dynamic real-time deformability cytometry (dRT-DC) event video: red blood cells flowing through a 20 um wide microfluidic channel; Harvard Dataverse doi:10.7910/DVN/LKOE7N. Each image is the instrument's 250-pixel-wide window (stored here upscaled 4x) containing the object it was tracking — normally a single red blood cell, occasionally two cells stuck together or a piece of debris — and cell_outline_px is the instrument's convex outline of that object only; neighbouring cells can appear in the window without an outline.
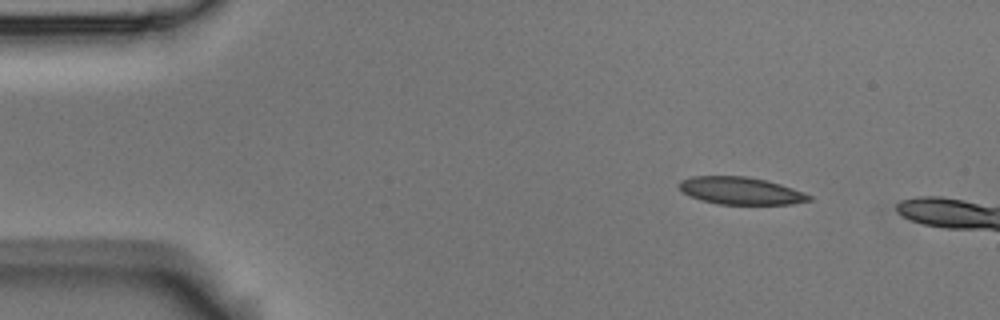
{"species": "Egyptian fruit bat (a non-hibernating species)", "species_latin": "Rousettus aegyptiacus", "temperature_condition": "room temperature", "stored_images_in_passage": 3, "camera_frame_rate_fps": 3000, "um_per_image_px": 0.085, "animal": {"sex": "male"}, "frame": {"image": 1, "passage_image": 1, "time_ms": 0.0, "image_size_px": [1000, 320], "cell_outline_px": [[812, 200], [788, 204], [720, 204], [700, 200], [684, 192], [680, 188], [680, 180], [692, 176], [744, 176], [764, 180], [780, 184], [804, 192], [812, 196]], "centroid_in_image_um": [62.97, 16.21], "position_along_channel_um": 22.0, "area_um2": 20.46}}